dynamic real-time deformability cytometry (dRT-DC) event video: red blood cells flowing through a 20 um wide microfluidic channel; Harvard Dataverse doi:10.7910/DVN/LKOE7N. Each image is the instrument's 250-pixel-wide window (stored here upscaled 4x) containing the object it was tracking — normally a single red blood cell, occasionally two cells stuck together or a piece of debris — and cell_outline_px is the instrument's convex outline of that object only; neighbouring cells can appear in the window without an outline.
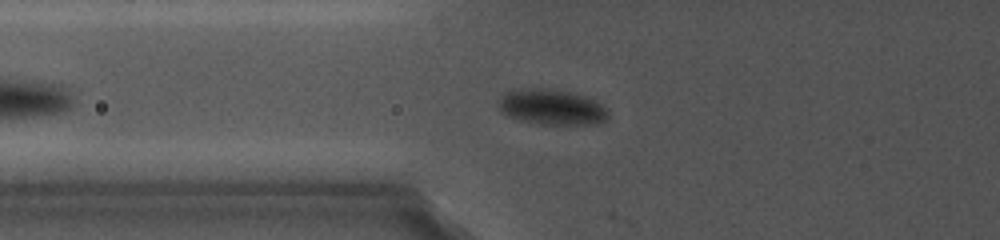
{"species": "common noctule bat (a hibernating species)", "species_latin": "Nyctalus noctula", "temperature_condition": "cold", "stored_images_in_passage": 9, "camera_frame_rate_fps": 5000, "um_per_image_px": 0.085, "animal": {"sex": "female", "body_mass_g": 19.0, "forearm_length_mm": 56.7}, "frame": {"image": 1, "passage_image": 6, "time_ms": 4.6, "image_size_px": [1000, 240], "cell_outline_px": [[608, 120], [600, 124], [540, 124], [520, 120], [508, 116], [500, 108], [500, 96], [504, 92], [512, 88], [548, 88], [572, 92], [584, 96], [600, 104], [608, 112]], "centroid_in_image_um": [46.88, 9.09], "position_along_channel_um": 78.9, "area_um2": 22.77}}
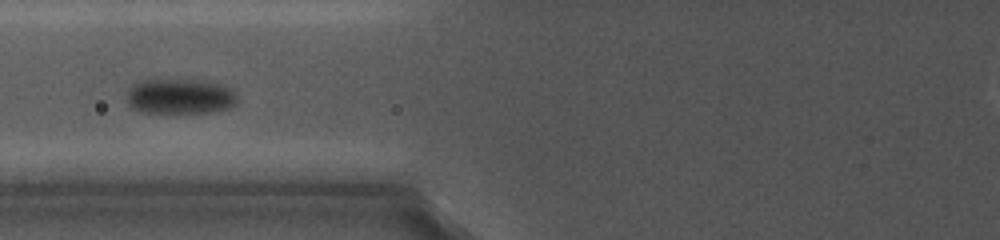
{"frame": {"image": 2, "passage_image": 7, "time_ms": 5.6, "image_size_px": [1000, 240], "cell_outline_px": [[236, 104], [228, 108], [212, 112], [140, 112], [132, 108], [128, 104], [128, 88], [136, 80], [156, 76], [192, 80], [220, 84], [232, 88], [236, 96]], "centroid_in_image_um": [15.22, 8.14], "position_along_channel_um": 110.6, "area_um2": 23.41}}